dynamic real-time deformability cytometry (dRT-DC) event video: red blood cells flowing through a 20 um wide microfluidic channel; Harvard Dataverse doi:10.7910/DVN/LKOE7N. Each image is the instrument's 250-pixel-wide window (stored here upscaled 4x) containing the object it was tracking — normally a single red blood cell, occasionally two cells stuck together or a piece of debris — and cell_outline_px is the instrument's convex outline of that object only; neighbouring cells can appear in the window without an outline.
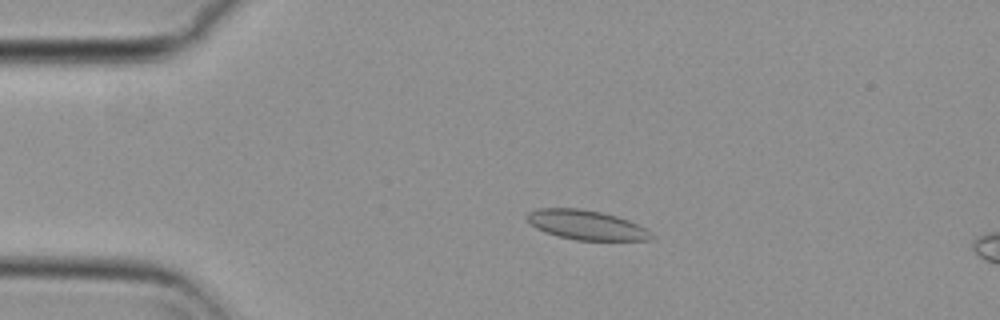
{"species": "common noctule bat (a hibernating species)", "species_latin": "Nyctalus noctula", "temperature_condition": "cold", "stored_images_in_passage": 55, "camera_frame_rate_fps": 3000, "um_per_image_px": 0.085, "animal": {"sex": "female", "body_mass_g": 29.2, "forearm_length_mm": 56.3}, "frame": {"image": 1, "passage_image": 11, "time_ms": 3.333, "image_size_px": [1000, 320], "cell_outline_px": [[652, 236], [648, 240], [576, 240], [544, 232], [536, 228], [524, 216], [528, 212], [536, 208], [580, 208], [600, 212], [616, 216], [628, 220], [644, 228]], "centroid_in_image_um": [49.76, 19.11], "position_along_channel_um": 35.2, "area_um2": 21.1}}
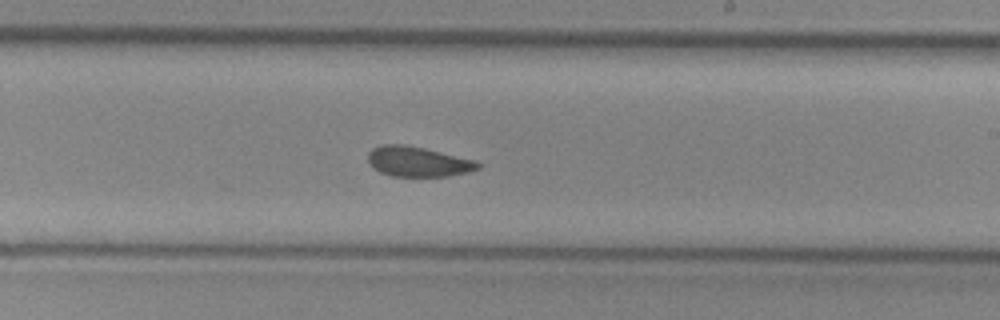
{"frame": {"image": 2, "passage_image": 32, "time_ms": 10.333, "image_size_px": [1000, 320], "cell_outline_px": [[480, 168], [468, 172], [448, 176], [392, 176], [380, 172], [372, 168], [368, 164], [368, 152], [372, 148], [380, 144], [404, 144], [424, 148], [476, 160], [480, 164]], "centroid_in_image_um": [35.49, 13.73], "position_along_channel_um": 253.5, "area_um2": 19.42}}
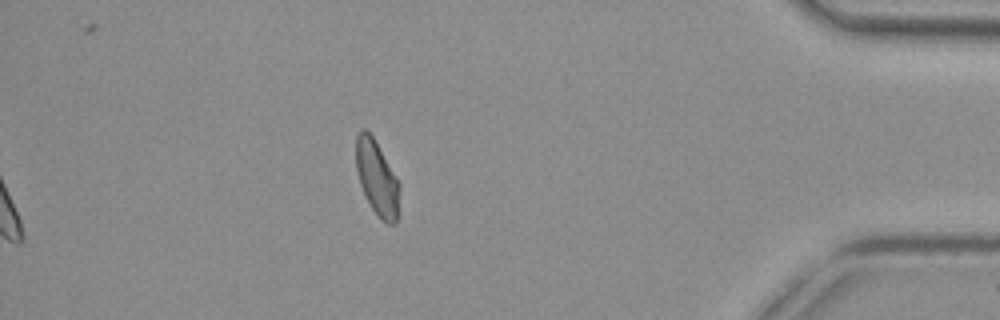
{"frame": {"image": 3, "passage_image": 48, "time_ms": 15.667, "image_size_px": [1000, 320], "cell_outline_px": [[400, 188], [396, 224], [388, 224], [380, 220], [372, 208], [360, 184], [356, 168], [356, 136], [360, 128], [364, 128], [372, 136], [400, 184]], "centroid_in_image_um": [32.04, 15.15], "position_along_channel_um": 403.2, "area_um2": 18.67}, "authors_computed_cell_mechanics": {"area_um2": 20.23, "velocity_mm_per_s": 3.6955, "shape_relaxation_time_tau1_ms": null, "shape_relaxation_time_tau2_ms": 2.2944, "deformation_change_tau1": null, "deformation_change_tau2": 0.046}}